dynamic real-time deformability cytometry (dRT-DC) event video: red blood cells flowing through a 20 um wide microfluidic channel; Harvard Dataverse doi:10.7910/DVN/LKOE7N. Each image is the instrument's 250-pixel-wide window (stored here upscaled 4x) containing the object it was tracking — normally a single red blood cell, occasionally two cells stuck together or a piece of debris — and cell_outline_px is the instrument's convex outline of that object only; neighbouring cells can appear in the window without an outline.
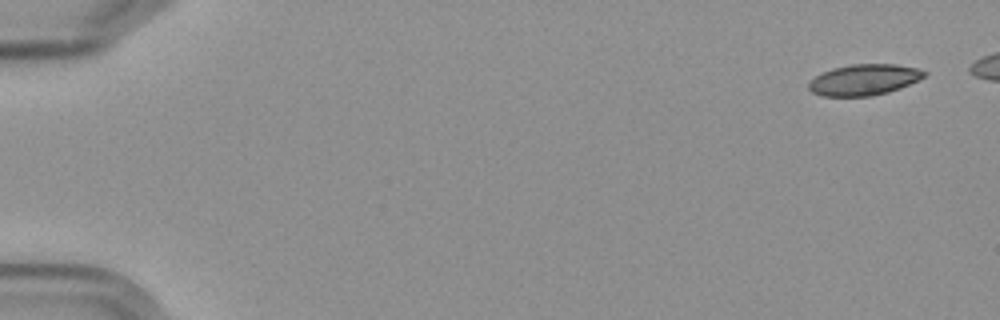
{"species": "Egyptian fruit bat (a non-hibernating species)", "species_latin": "Rousettus aegyptiacus", "temperature_condition": "cold", "stored_images_in_passage": 10, "camera_frame_rate_fps": 3000, "um_per_image_px": 0.085, "frame": {"image": 1, "passage_image": 1, "time_ms": 0.0, "image_size_px": [1000, 320], "cell_outline_px": [[928, 72], [924, 76], [900, 88], [888, 92], [872, 96], [824, 96], [812, 92], [808, 88], [808, 84], [816, 76], [832, 68], [852, 64], [896, 64], [920, 68]], "centroid_in_image_um": [73.46, 6.77], "position_along_channel_um": 11.5, "area_um2": 20.75}}
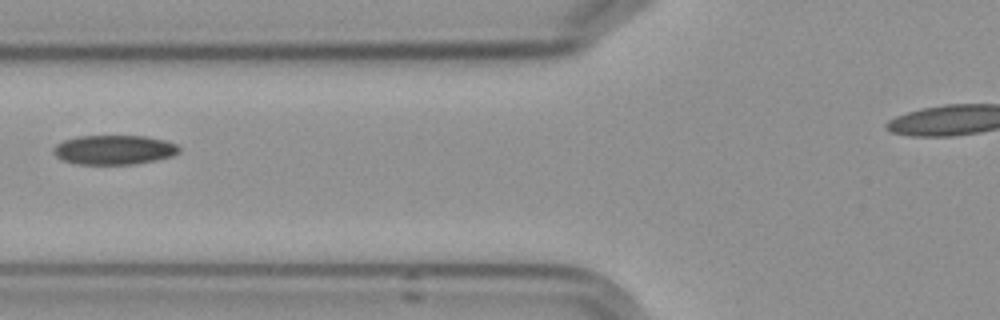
{"frame": {"image": 2, "passage_image": 7, "time_ms": 7.0, "image_size_px": [1000, 320], "cell_outline_px": [[180, 152], [172, 156], [132, 164], [76, 164], [64, 160], [56, 156], [52, 152], [52, 148], [56, 144], [64, 140], [76, 136], [144, 136], [164, 140], [176, 144], [180, 148]], "centroid_in_image_um": [9.66, 12.72], "position_along_channel_um": 116.1, "area_um2": 21.44}}